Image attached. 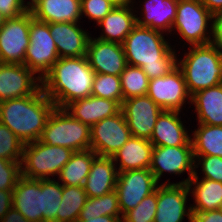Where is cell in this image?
<instances>
[{
    "instance_id": "obj_1",
    "label": "cell",
    "mask_w": 222,
    "mask_h": 222,
    "mask_svg": "<svg viewBox=\"0 0 222 222\" xmlns=\"http://www.w3.org/2000/svg\"><path fill=\"white\" fill-rule=\"evenodd\" d=\"M94 76L86 56L59 58L41 79V88L55 107L64 108L91 95Z\"/></svg>"
},
{
    "instance_id": "obj_2",
    "label": "cell",
    "mask_w": 222,
    "mask_h": 222,
    "mask_svg": "<svg viewBox=\"0 0 222 222\" xmlns=\"http://www.w3.org/2000/svg\"><path fill=\"white\" fill-rule=\"evenodd\" d=\"M127 64L141 67L149 79L163 77L178 66L162 32L136 25L122 43Z\"/></svg>"
},
{
    "instance_id": "obj_3",
    "label": "cell",
    "mask_w": 222,
    "mask_h": 222,
    "mask_svg": "<svg viewBox=\"0 0 222 222\" xmlns=\"http://www.w3.org/2000/svg\"><path fill=\"white\" fill-rule=\"evenodd\" d=\"M55 104L40 88L35 94L0 102V122L24 144L40 139Z\"/></svg>"
},
{
    "instance_id": "obj_4",
    "label": "cell",
    "mask_w": 222,
    "mask_h": 222,
    "mask_svg": "<svg viewBox=\"0 0 222 222\" xmlns=\"http://www.w3.org/2000/svg\"><path fill=\"white\" fill-rule=\"evenodd\" d=\"M178 63L189 94L222 83V50L214 43L193 46Z\"/></svg>"
},
{
    "instance_id": "obj_5",
    "label": "cell",
    "mask_w": 222,
    "mask_h": 222,
    "mask_svg": "<svg viewBox=\"0 0 222 222\" xmlns=\"http://www.w3.org/2000/svg\"><path fill=\"white\" fill-rule=\"evenodd\" d=\"M39 140L74 152L90 149V127L73 118L64 108L55 107Z\"/></svg>"
},
{
    "instance_id": "obj_6",
    "label": "cell",
    "mask_w": 222,
    "mask_h": 222,
    "mask_svg": "<svg viewBox=\"0 0 222 222\" xmlns=\"http://www.w3.org/2000/svg\"><path fill=\"white\" fill-rule=\"evenodd\" d=\"M73 152L69 148L51 146L40 140L24 144L21 176L38 180L49 179V176L54 174L59 175Z\"/></svg>"
},
{
    "instance_id": "obj_7",
    "label": "cell",
    "mask_w": 222,
    "mask_h": 222,
    "mask_svg": "<svg viewBox=\"0 0 222 222\" xmlns=\"http://www.w3.org/2000/svg\"><path fill=\"white\" fill-rule=\"evenodd\" d=\"M29 46L26 50L24 65L34 74L40 73V79L51 70L60 58L56 44L50 34L49 24L37 20L30 11Z\"/></svg>"
},
{
    "instance_id": "obj_8",
    "label": "cell",
    "mask_w": 222,
    "mask_h": 222,
    "mask_svg": "<svg viewBox=\"0 0 222 222\" xmlns=\"http://www.w3.org/2000/svg\"><path fill=\"white\" fill-rule=\"evenodd\" d=\"M212 19L213 15L199 0H178L172 29L192 46L206 45L213 43L206 33L207 21Z\"/></svg>"
},
{
    "instance_id": "obj_9",
    "label": "cell",
    "mask_w": 222,
    "mask_h": 222,
    "mask_svg": "<svg viewBox=\"0 0 222 222\" xmlns=\"http://www.w3.org/2000/svg\"><path fill=\"white\" fill-rule=\"evenodd\" d=\"M122 111L90 127V148L102 157H113L131 137Z\"/></svg>"
},
{
    "instance_id": "obj_10",
    "label": "cell",
    "mask_w": 222,
    "mask_h": 222,
    "mask_svg": "<svg viewBox=\"0 0 222 222\" xmlns=\"http://www.w3.org/2000/svg\"><path fill=\"white\" fill-rule=\"evenodd\" d=\"M30 10L6 19L0 28V63L24 64L29 46Z\"/></svg>"
},
{
    "instance_id": "obj_11",
    "label": "cell",
    "mask_w": 222,
    "mask_h": 222,
    "mask_svg": "<svg viewBox=\"0 0 222 222\" xmlns=\"http://www.w3.org/2000/svg\"><path fill=\"white\" fill-rule=\"evenodd\" d=\"M158 182L150 169L129 170L118 173L115 191L122 216L153 193Z\"/></svg>"
},
{
    "instance_id": "obj_12",
    "label": "cell",
    "mask_w": 222,
    "mask_h": 222,
    "mask_svg": "<svg viewBox=\"0 0 222 222\" xmlns=\"http://www.w3.org/2000/svg\"><path fill=\"white\" fill-rule=\"evenodd\" d=\"M195 162L192 145L154 146L149 169L158 183L165 171L176 175L187 171L189 177L179 182V184H187L196 171L194 169L198 166Z\"/></svg>"
},
{
    "instance_id": "obj_13",
    "label": "cell",
    "mask_w": 222,
    "mask_h": 222,
    "mask_svg": "<svg viewBox=\"0 0 222 222\" xmlns=\"http://www.w3.org/2000/svg\"><path fill=\"white\" fill-rule=\"evenodd\" d=\"M161 109L180 111L190 98L181 69L177 66L163 77L150 79L147 94Z\"/></svg>"
},
{
    "instance_id": "obj_14",
    "label": "cell",
    "mask_w": 222,
    "mask_h": 222,
    "mask_svg": "<svg viewBox=\"0 0 222 222\" xmlns=\"http://www.w3.org/2000/svg\"><path fill=\"white\" fill-rule=\"evenodd\" d=\"M121 111L131 135L150 140L155 123L163 109L145 95L123 100Z\"/></svg>"
},
{
    "instance_id": "obj_15",
    "label": "cell",
    "mask_w": 222,
    "mask_h": 222,
    "mask_svg": "<svg viewBox=\"0 0 222 222\" xmlns=\"http://www.w3.org/2000/svg\"><path fill=\"white\" fill-rule=\"evenodd\" d=\"M187 184L163 183L157 186V209L154 222H182L186 215L192 222V211L186 212Z\"/></svg>"
},
{
    "instance_id": "obj_16",
    "label": "cell",
    "mask_w": 222,
    "mask_h": 222,
    "mask_svg": "<svg viewBox=\"0 0 222 222\" xmlns=\"http://www.w3.org/2000/svg\"><path fill=\"white\" fill-rule=\"evenodd\" d=\"M33 75L24 64L0 63V102L35 94L41 88V79Z\"/></svg>"
},
{
    "instance_id": "obj_17",
    "label": "cell",
    "mask_w": 222,
    "mask_h": 222,
    "mask_svg": "<svg viewBox=\"0 0 222 222\" xmlns=\"http://www.w3.org/2000/svg\"><path fill=\"white\" fill-rule=\"evenodd\" d=\"M90 67L95 73L120 76L127 61L122 44L89 38L87 54Z\"/></svg>"
},
{
    "instance_id": "obj_18",
    "label": "cell",
    "mask_w": 222,
    "mask_h": 222,
    "mask_svg": "<svg viewBox=\"0 0 222 222\" xmlns=\"http://www.w3.org/2000/svg\"><path fill=\"white\" fill-rule=\"evenodd\" d=\"M13 207L30 222H43L41 179L20 177L12 190Z\"/></svg>"
},
{
    "instance_id": "obj_19",
    "label": "cell",
    "mask_w": 222,
    "mask_h": 222,
    "mask_svg": "<svg viewBox=\"0 0 222 222\" xmlns=\"http://www.w3.org/2000/svg\"><path fill=\"white\" fill-rule=\"evenodd\" d=\"M48 24L60 58L86 56L90 36L78 28L77 22Z\"/></svg>"
},
{
    "instance_id": "obj_20",
    "label": "cell",
    "mask_w": 222,
    "mask_h": 222,
    "mask_svg": "<svg viewBox=\"0 0 222 222\" xmlns=\"http://www.w3.org/2000/svg\"><path fill=\"white\" fill-rule=\"evenodd\" d=\"M64 109L73 118L92 127L95 123L118 114L121 111V105L117 101L90 95L70 102Z\"/></svg>"
},
{
    "instance_id": "obj_21",
    "label": "cell",
    "mask_w": 222,
    "mask_h": 222,
    "mask_svg": "<svg viewBox=\"0 0 222 222\" xmlns=\"http://www.w3.org/2000/svg\"><path fill=\"white\" fill-rule=\"evenodd\" d=\"M180 111L163 110L155 123L151 139L154 146L192 145L191 138L178 117Z\"/></svg>"
},
{
    "instance_id": "obj_22",
    "label": "cell",
    "mask_w": 222,
    "mask_h": 222,
    "mask_svg": "<svg viewBox=\"0 0 222 222\" xmlns=\"http://www.w3.org/2000/svg\"><path fill=\"white\" fill-rule=\"evenodd\" d=\"M118 173L112 157L97 156L83 186L87 197H100L114 191Z\"/></svg>"
},
{
    "instance_id": "obj_23",
    "label": "cell",
    "mask_w": 222,
    "mask_h": 222,
    "mask_svg": "<svg viewBox=\"0 0 222 222\" xmlns=\"http://www.w3.org/2000/svg\"><path fill=\"white\" fill-rule=\"evenodd\" d=\"M32 16L47 23L78 22L81 0H40L31 9Z\"/></svg>"
},
{
    "instance_id": "obj_24",
    "label": "cell",
    "mask_w": 222,
    "mask_h": 222,
    "mask_svg": "<svg viewBox=\"0 0 222 222\" xmlns=\"http://www.w3.org/2000/svg\"><path fill=\"white\" fill-rule=\"evenodd\" d=\"M131 5H116L99 23L104 33L97 39L122 44L137 25V16L131 12ZM136 16V17H135Z\"/></svg>"
},
{
    "instance_id": "obj_25",
    "label": "cell",
    "mask_w": 222,
    "mask_h": 222,
    "mask_svg": "<svg viewBox=\"0 0 222 222\" xmlns=\"http://www.w3.org/2000/svg\"><path fill=\"white\" fill-rule=\"evenodd\" d=\"M154 145L145 138L131 136L130 139L112 157L119 162L118 172L148 169Z\"/></svg>"
},
{
    "instance_id": "obj_26",
    "label": "cell",
    "mask_w": 222,
    "mask_h": 222,
    "mask_svg": "<svg viewBox=\"0 0 222 222\" xmlns=\"http://www.w3.org/2000/svg\"><path fill=\"white\" fill-rule=\"evenodd\" d=\"M199 124L222 126V83L191 96Z\"/></svg>"
},
{
    "instance_id": "obj_27",
    "label": "cell",
    "mask_w": 222,
    "mask_h": 222,
    "mask_svg": "<svg viewBox=\"0 0 222 222\" xmlns=\"http://www.w3.org/2000/svg\"><path fill=\"white\" fill-rule=\"evenodd\" d=\"M144 20L137 17V25L158 31H172L178 0H147L143 5Z\"/></svg>"
},
{
    "instance_id": "obj_28",
    "label": "cell",
    "mask_w": 222,
    "mask_h": 222,
    "mask_svg": "<svg viewBox=\"0 0 222 222\" xmlns=\"http://www.w3.org/2000/svg\"><path fill=\"white\" fill-rule=\"evenodd\" d=\"M195 184L191 192L195 197V206H191L192 212H207L220 208L222 203V183L210 179L198 181L197 172L191 177L187 185L189 188Z\"/></svg>"
},
{
    "instance_id": "obj_29",
    "label": "cell",
    "mask_w": 222,
    "mask_h": 222,
    "mask_svg": "<svg viewBox=\"0 0 222 222\" xmlns=\"http://www.w3.org/2000/svg\"><path fill=\"white\" fill-rule=\"evenodd\" d=\"M97 156L91 148L73 152L70 160L62 167L58 175L59 180L63 182L62 185L84 186L92 162Z\"/></svg>"
},
{
    "instance_id": "obj_30",
    "label": "cell",
    "mask_w": 222,
    "mask_h": 222,
    "mask_svg": "<svg viewBox=\"0 0 222 222\" xmlns=\"http://www.w3.org/2000/svg\"><path fill=\"white\" fill-rule=\"evenodd\" d=\"M194 156H219L222 158V126L200 124L191 139Z\"/></svg>"
},
{
    "instance_id": "obj_31",
    "label": "cell",
    "mask_w": 222,
    "mask_h": 222,
    "mask_svg": "<svg viewBox=\"0 0 222 222\" xmlns=\"http://www.w3.org/2000/svg\"><path fill=\"white\" fill-rule=\"evenodd\" d=\"M87 199L83 186L62 185V200L55 222H77Z\"/></svg>"
},
{
    "instance_id": "obj_32",
    "label": "cell",
    "mask_w": 222,
    "mask_h": 222,
    "mask_svg": "<svg viewBox=\"0 0 222 222\" xmlns=\"http://www.w3.org/2000/svg\"><path fill=\"white\" fill-rule=\"evenodd\" d=\"M120 214L118 195L114 190L100 197L88 198L80 212L78 220L86 221L93 217L106 215L116 217L121 222L122 218L119 217Z\"/></svg>"
},
{
    "instance_id": "obj_33",
    "label": "cell",
    "mask_w": 222,
    "mask_h": 222,
    "mask_svg": "<svg viewBox=\"0 0 222 222\" xmlns=\"http://www.w3.org/2000/svg\"><path fill=\"white\" fill-rule=\"evenodd\" d=\"M120 79L123 100L147 94L150 79L141 67L127 64Z\"/></svg>"
},
{
    "instance_id": "obj_34",
    "label": "cell",
    "mask_w": 222,
    "mask_h": 222,
    "mask_svg": "<svg viewBox=\"0 0 222 222\" xmlns=\"http://www.w3.org/2000/svg\"><path fill=\"white\" fill-rule=\"evenodd\" d=\"M60 182L49 179H41L43 191V222H55L57 211L62 200V185Z\"/></svg>"
},
{
    "instance_id": "obj_35",
    "label": "cell",
    "mask_w": 222,
    "mask_h": 222,
    "mask_svg": "<svg viewBox=\"0 0 222 222\" xmlns=\"http://www.w3.org/2000/svg\"><path fill=\"white\" fill-rule=\"evenodd\" d=\"M91 95L117 101L121 105L123 95L120 76L95 73Z\"/></svg>"
},
{
    "instance_id": "obj_36",
    "label": "cell",
    "mask_w": 222,
    "mask_h": 222,
    "mask_svg": "<svg viewBox=\"0 0 222 222\" xmlns=\"http://www.w3.org/2000/svg\"><path fill=\"white\" fill-rule=\"evenodd\" d=\"M24 143L2 122H0V158L21 162Z\"/></svg>"
},
{
    "instance_id": "obj_37",
    "label": "cell",
    "mask_w": 222,
    "mask_h": 222,
    "mask_svg": "<svg viewBox=\"0 0 222 222\" xmlns=\"http://www.w3.org/2000/svg\"><path fill=\"white\" fill-rule=\"evenodd\" d=\"M157 209V188L146 196L135 208L122 216L121 222H154Z\"/></svg>"
},
{
    "instance_id": "obj_38",
    "label": "cell",
    "mask_w": 222,
    "mask_h": 222,
    "mask_svg": "<svg viewBox=\"0 0 222 222\" xmlns=\"http://www.w3.org/2000/svg\"><path fill=\"white\" fill-rule=\"evenodd\" d=\"M21 177V162L0 158V190H13Z\"/></svg>"
},
{
    "instance_id": "obj_39",
    "label": "cell",
    "mask_w": 222,
    "mask_h": 222,
    "mask_svg": "<svg viewBox=\"0 0 222 222\" xmlns=\"http://www.w3.org/2000/svg\"><path fill=\"white\" fill-rule=\"evenodd\" d=\"M115 6L111 0H81V14L99 23Z\"/></svg>"
},
{
    "instance_id": "obj_40",
    "label": "cell",
    "mask_w": 222,
    "mask_h": 222,
    "mask_svg": "<svg viewBox=\"0 0 222 222\" xmlns=\"http://www.w3.org/2000/svg\"><path fill=\"white\" fill-rule=\"evenodd\" d=\"M198 157V158H197ZM199 159L204 173V179H210L222 183V158L219 156H194ZM202 159V160H201Z\"/></svg>"
},
{
    "instance_id": "obj_41",
    "label": "cell",
    "mask_w": 222,
    "mask_h": 222,
    "mask_svg": "<svg viewBox=\"0 0 222 222\" xmlns=\"http://www.w3.org/2000/svg\"><path fill=\"white\" fill-rule=\"evenodd\" d=\"M24 0H0V12L8 18H16L28 11Z\"/></svg>"
},
{
    "instance_id": "obj_42",
    "label": "cell",
    "mask_w": 222,
    "mask_h": 222,
    "mask_svg": "<svg viewBox=\"0 0 222 222\" xmlns=\"http://www.w3.org/2000/svg\"><path fill=\"white\" fill-rule=\"evenodd\" d=\"M192 222H222V212L219 209L207 212H192Z\"/></svg>"
},
{
    "instance_id": "obj_43",
    "label": "cell",
    "mask_w": 222,
    "mask_h": 222,
    "mask_svg": "<svg viewBox=\"0 0 222 222\" xmlns=\"http://www.w3.org/2000/svg\"><path fill=\"white\" fill-rule=\"evenodd\" d=\"M213 24L211 26L213 43L217 44L222 50V12L213 15Z\"/></svg>"
},
{
    "instance_id": "obj_44",
    "label": "cell",
    "mask_w": 222,
    "mask_h": 222,
    "mask_svg": "<svg viewBox=\"0 0 222 222\" xmlns=\"http://www.w3.org/2000/svg\"><path fill=\"white\" fill-rule=\"evenodd\" d=\"M12 190H0V221L13 206Z\"/></svg>"
},
{
    "instance_id": "obj_45",
    "label": "cell",
    "mask_w": 222,
    "mask_h": 222,
    "mask_svg": "<svg viewBox=\"0 0 222 222\" xmlns=\"http://www.w3.org/2000/svg\"><path fill=\"white\" fill-rule=\"evenodd\" d=\"M0 222H30L27 220L19 211H17L13 206L5 214Z\"/></svg>"
},
{
    "instance_id": "obj_46",
    "label": "cell",
    "mask_w": 222,
    "mask_h": 222,
    "mask_svg": "<svg viewBox=\"0 0 222 222\" xmlns=\"http://www.w3.org/2000/svg\"><path fill=\"white\" fill-rule=\"evenodd\" d=\"M214 15L222 12V0H199Z\"/></svg>"
},
{
    "instance_id": "obj_47",
    "label": "cell",
    "mask_w": 222,
    "mask_h": 222,
    "mask_svg": "<svg viewBox=\"0 0 222 222\" xmlns=\"http://www.w3.org/2000/svg\"><path fill=\"white\" fill-rule=\"evenodd\" d=\"M77 222H120L116 217H111V216H98V217H93L92 219L88 220H78Z\"/></svg>"
},
{
    "instance_id": "obj_48",
    "label": "cell",
    "mask_w": 222,
    "mask_h": 222,
    "mask_svg": "<svg viewBox=\"0 0 222 222\" xmlns=\"http://www.w3.org/2000/svg\"><path fill=\"white\" fill-rule=\"evenodd\" d=\"M115 5H130L131 0H111Z\"/></svg>"
},
{
    "instance_id": "obj_49",
    "label": "cell",
    "mask_w": 222,
    "mask_h": 222,
    "mask_svg": "<svg viewBox=\"0 0 222 222\" xmlns=\"http://www.w3.org/2000/svg\"><path fill=\"white\" fill-rule=\"evenodd\" d=\"M38 1H40V0H31V2H27L28 10H30Z\"/></svg>"
},
{
    "instance_id": "obj_50",
    "label": "cell",
    "mask_w": 222,
    "mask_h": 222,
    "mask_svg": "<svg viewBox=\"0 0 222 222\" xmlns=\"http://www.w3.org/2000/svg\"><path fill=\"white\" fill-rule=\"evenodd\" d=\"M6 17L0 12V28L4 25Z\"/></svg>"
},
{
    "instance_id": "obj_51",
    "label": "cell",
    "mask_w": 222,
    "mask_h": 222,
    "mask_svg": "<svg viewBox=\"0 0 222 222\" xmlns=\"http://www.w3.org/2000/svg\"><path fill=\"white\" fill-rule=\"evenodd\" d=\"M219 210L222 212V203H221V205H220V208H219Z\"/></svg>"
}]
</instances>
